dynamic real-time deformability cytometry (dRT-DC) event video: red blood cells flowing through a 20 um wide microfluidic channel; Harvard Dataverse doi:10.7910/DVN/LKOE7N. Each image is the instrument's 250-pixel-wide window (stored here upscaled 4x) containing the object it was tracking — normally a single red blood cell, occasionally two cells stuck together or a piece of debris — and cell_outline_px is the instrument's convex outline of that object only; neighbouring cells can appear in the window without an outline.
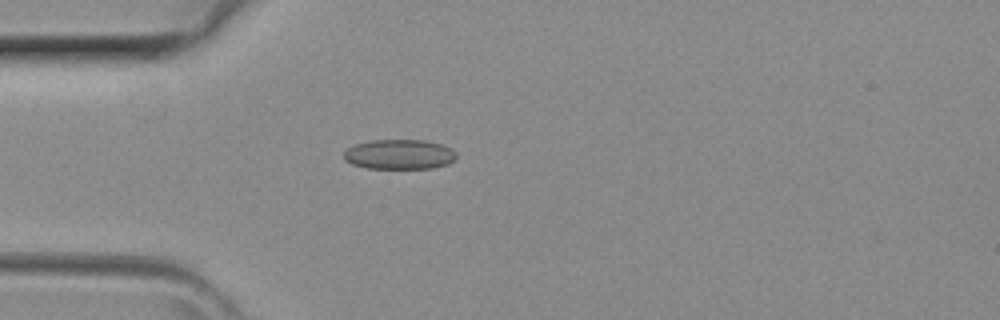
{"species": "common noctule bat (a hibernating species)", "species_latin": "Nyctalus noctula", "temperature_condition": "room temperature", "stored_images_in_passage": 31, "camera_frame_rate_fps": 3000, "um_per_image_px": 0.085, "animal": {"sex": "female", "body_mass_g": 29.2, "forearm_length_mm": 56.3}, "frame": {"image": 1, "passage_image": 1, "time_ms": 0.0, "image_size_px": [1000, 320], "cell_outline_px": [[456, 160], [448, 164], [432, 168], [368, 168], [352, 164], [344, 160], [344, 152], [348, 148], [356, 144], [372, 140], [424, 140], [444, 144], [452, 148], [456, 152]], "centroid_in_image_um": [33.99, 13.12], "position_along_channel_um": 51.0, "area_um2": 19.71}}
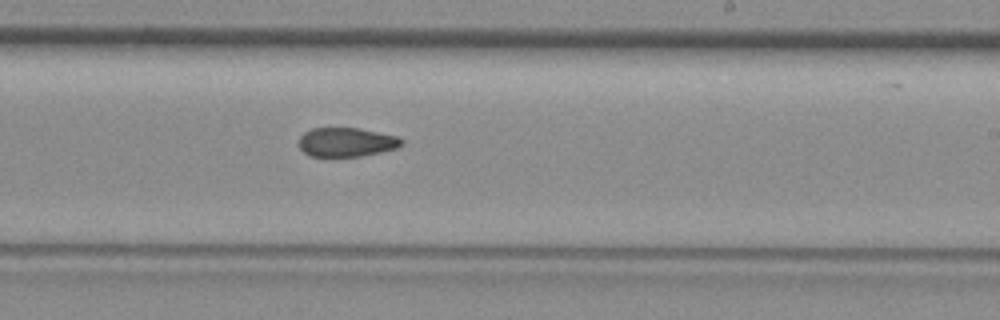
{"frame": {"image": 2, "passage_image": 14, "time_ms": 4.333, "image_size_px": [1000, 320], "cell_outline_px": [[404, 144], [396, 148], [380, 152], [360, 156], [308, 156], [300, 148], [300, 136], [304, 132], [312, 128], [356, 128], [396, 136], [404, 140]], "centroid_in_image_um": [29.44, 12.08], "position_along_channel_um": 259.6, "area_um2": 17.22}}
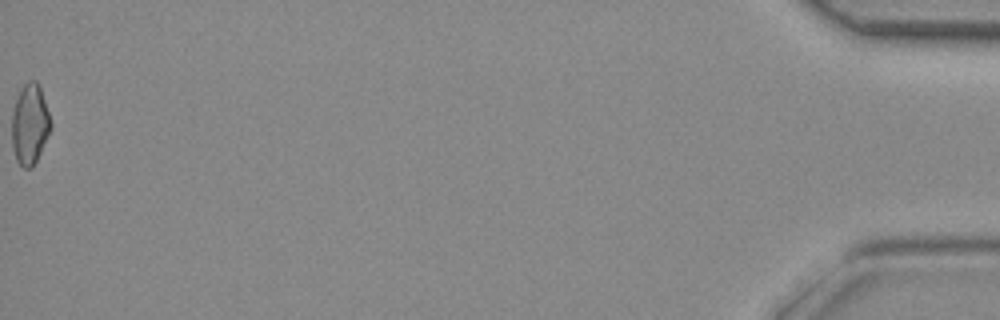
{"frame": {"image": 3, "passage_image": 31, "time_ms": 10.0, "image_size_px": [1000, 320], "cell_outline_px": [[52, 128], [32, 168], [24, 168], [16, 160], [12, 148], [12, 112], [16, 100], [24, 84], [28, 80], [36, 80], [40, 88], [52, 124]], "centroid_in_image_um": [2.53, 10.58], "position_along_channel_um": 432.7, "area_um2": 18.03}}